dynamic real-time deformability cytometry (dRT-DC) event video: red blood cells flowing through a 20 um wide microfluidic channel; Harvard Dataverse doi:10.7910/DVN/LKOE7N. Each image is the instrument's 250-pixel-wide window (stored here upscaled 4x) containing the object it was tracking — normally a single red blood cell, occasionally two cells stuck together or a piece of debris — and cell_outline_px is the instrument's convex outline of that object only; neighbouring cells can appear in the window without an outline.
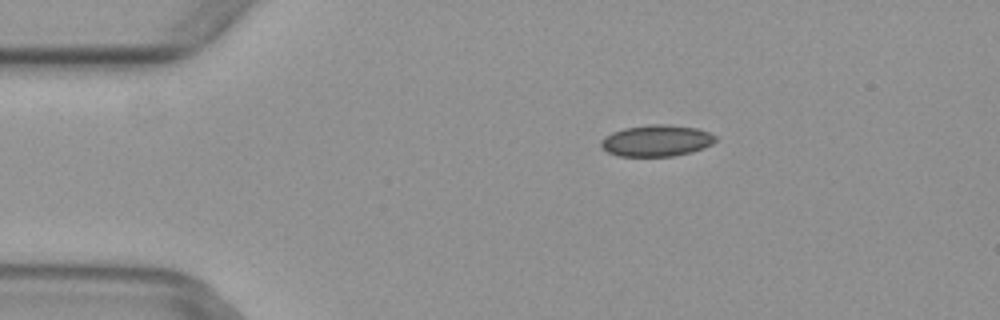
{"species": "common noctule bat (a hibernating species)", "species_latin": "Nyctalus noctula", "temperature_condition": "warm", "stored_images_in_passage": 6, "camera_frame_rate_fps": 3000, "um_per_image_px": 0.085, "animal": {"sex": "female", "body_mass_g": 29.2, "forearm_length_mm": 56.3}, "frame": {"image": 1, "passage_image": 6, "time_ms": 1.667, "image_size_px": [1000, 320], "cell_outline_px": [[716, 140], [712, 144], [704, 148], [692, 152], [672, 156], [620, 156], [608, 152], [600, 148], [600, 140], [604, 136], [612, 132], [624, 128], [652, 124], [664, 124], [696, 128], [708, 132], [716, 136]], "centroid_in_image_um": [55.78, 11.96], "position_along_channel_um": 29.2, "area_um2": 21.04}}